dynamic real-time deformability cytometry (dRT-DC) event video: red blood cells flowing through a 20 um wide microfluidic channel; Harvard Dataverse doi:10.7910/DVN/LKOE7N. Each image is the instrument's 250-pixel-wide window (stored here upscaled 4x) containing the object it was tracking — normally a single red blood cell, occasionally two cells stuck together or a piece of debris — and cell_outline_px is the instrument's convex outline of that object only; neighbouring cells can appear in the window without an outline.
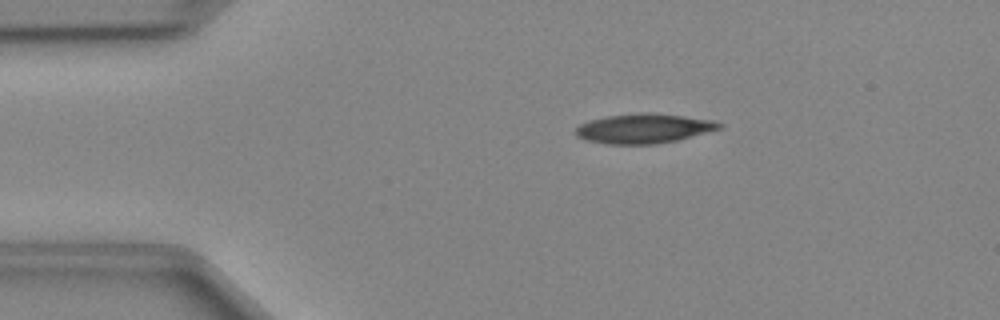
{"species": "Egyptian fruit bat (a non-hibernating species)", "species_latin": "Rousettus aegyptiacus", "temperature_condition": "cold", "stored_images_in_passage": 41, "camera_frame_rate_fps": 3000, "um_per_image_px": 0.085, "animal": {"sex": "female"}, "frame": {"image": 1, "passage_image": 2, "time_ms": 0.333, "image_size_px": [1000, 320], "cell_outline_px": [[724, 128], [676, 140], [656, 144], [608, 144], [584, 140], [576, 136], [576, 128], [580, 124], [588, 120], [604, 116], [640, 112], [648, 112], [684, 116], [716, 120], [724, 124]], "centroid_in_image_um": [54.74, 10.91], "position_along_channel_um": 30.3, "area_um2": 25.09}}
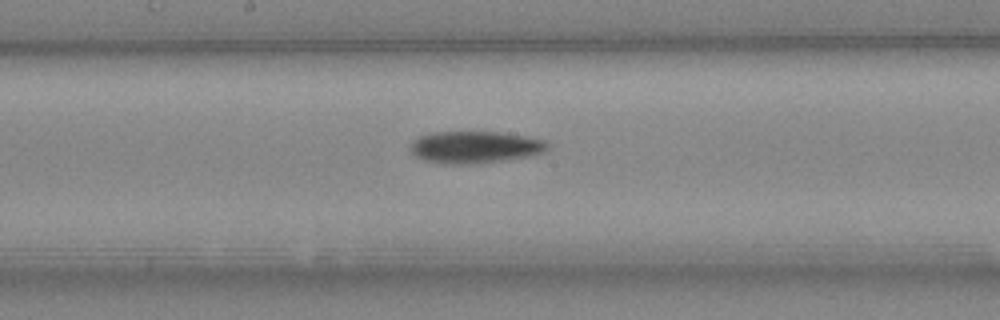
{"frame": {"image": 2, "passage_image": 18, "time_ms": 5.667, "image_size_px": [1000, 320], "cell_outline_px": [[548, 148], [544, 152], [532, 156], [476, 164], [444, 164], [424, 160], [416, 156], [408, 148], [412, 140], [420, 136], [432, 132], [500, 132], [524, 136], [544, 140], [548, 144]], "centroid_in_image_um": [40.35, 12.51], "position_along_channel_um": 207.8, "area_um2": 25.78}}
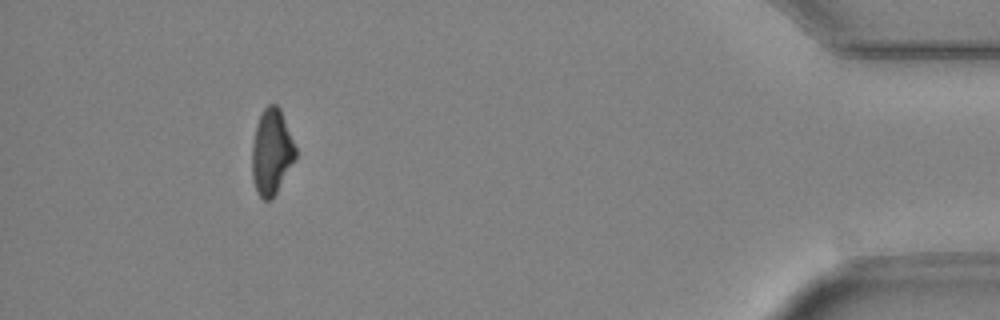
{"frame": {"image": 3, "passage_image": 37, "time_ms": 12.0, "image_size_px": [1000, 320], "cell_outline_px": [[296, 156], [272, 200], [264, 200], [256, 192], [252, 176], [252, 144], [256, 124], [264, 108], [268, 104], [276, 104], [280, 108], [296, 148]], "centroid_in_image_um": [23.06, 12.91], "position_along_channel_um": 412.1, "area_um2": 21.56}}